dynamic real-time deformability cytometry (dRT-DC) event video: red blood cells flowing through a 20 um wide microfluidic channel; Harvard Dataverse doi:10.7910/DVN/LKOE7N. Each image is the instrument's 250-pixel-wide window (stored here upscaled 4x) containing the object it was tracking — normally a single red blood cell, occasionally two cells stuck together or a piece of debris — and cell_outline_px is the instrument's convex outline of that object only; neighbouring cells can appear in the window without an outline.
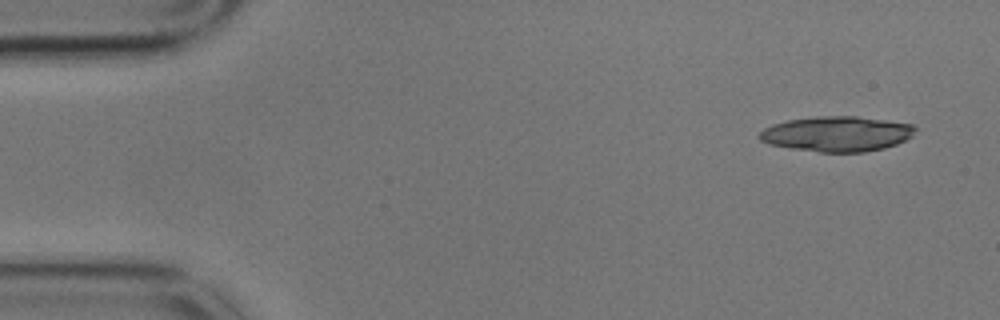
{"species": "common noctule bat (a hibernating species)", "species_latin": "Nyctalus noctula", "temperature_condition": "cold", "stored_images_in_passage": 5, "camera_frame_rate_fps": 3000, "um_per_image_px": 0.085, "animal": {"sex": "male", "body_mass_g": 17.9}, "frame": {"image": 1, "passage_image": 1, "time_ms": 0.0, "image_size_px": [1000, 320], "cell_outline_px": [[916, 128], [912, 136], [896, 144], [884, 148], [864, 152], [820, 152], [792, 148], [768, 144], [760, 140], [756, 136], [764, 128], [772, 124], [788, 120], [816, 116], [856, 116], [912, 124]], "centroid_in_image_um": [71.1, 11.38], "position_along_channel_um": 13.9, "area_um2": 31.91}}